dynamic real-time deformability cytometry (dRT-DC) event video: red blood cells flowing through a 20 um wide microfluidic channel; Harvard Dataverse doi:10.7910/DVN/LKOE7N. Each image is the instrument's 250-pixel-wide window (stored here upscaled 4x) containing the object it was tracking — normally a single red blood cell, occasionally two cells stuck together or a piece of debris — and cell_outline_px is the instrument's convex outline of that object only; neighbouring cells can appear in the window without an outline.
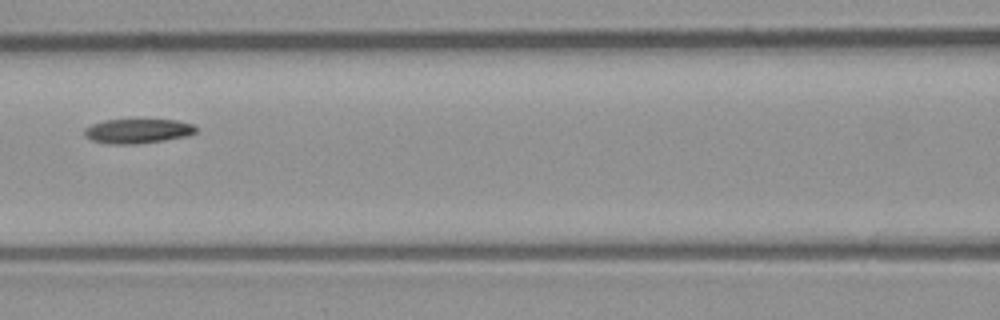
{"species": "common noctule bat (a hibernating species)", "species_latin": "Nyctalus noctula", "temperature_condition": "room temperature", "stored_images_in_passage": 6, "camera_frame_rate_fps": 3000, "um_per_image_px": 0.085, "animal": {"sex": "male", "body_mass_g": 23.1, "forearm_length_mm": 52.7}, "frame": {"image": 1, "passage_image": 6, "time_ms": 1.667, "image_size_px": [1000, 320], "cell_outline_px": [[196, 132], [184, 136], [164, 140], [136, 144], [112, 144], [92, 140], [84, 136], [84, 128], [92, 124], [104, 120], [176, 120], [192, 124], [196, 128]], "centroid_in_image_um": [11.66, 11.14], "position_along_channel_um": 154.9, "area_um2": 15.72}}